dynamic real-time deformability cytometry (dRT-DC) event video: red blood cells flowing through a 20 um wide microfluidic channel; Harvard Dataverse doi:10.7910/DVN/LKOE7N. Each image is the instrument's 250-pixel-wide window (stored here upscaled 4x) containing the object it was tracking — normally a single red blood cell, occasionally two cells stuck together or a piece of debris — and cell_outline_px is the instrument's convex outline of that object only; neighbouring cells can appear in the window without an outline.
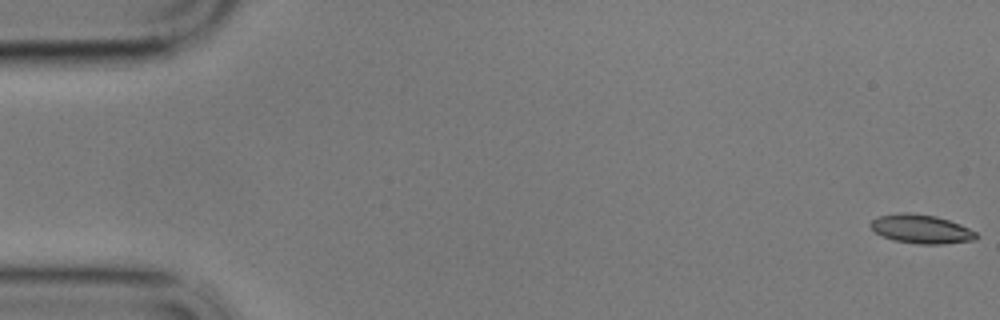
{"species": "common noctule bat (a hibernating species)", "species_latin": "Nyctalus noctula", "temperature_condition": "cold", "stored_images_in_passage": 59, "camera_frame_rate_fps": 3000, "um_per_image_px": 0.085, "animal": {"sex": "male", "body_mass_g": 17.9}, "frame": {"image": 1, "passage_image": 1, "time_ms": 0.0, "image_size_px": [1000, 320], "cell_outline_px": [[980, 236], [976, 240], [940, 244], [916, 244], [892, 240], [876, 232], [868, 224], [872, 220], [880, 216], [900, 212], [908, 212], [936, 216], [960, 224], [976, 232]], "centroid_in_image_um": [78.32, 19.47], "position_along_channel_um": 6.7, "area_um2": 17.8}}
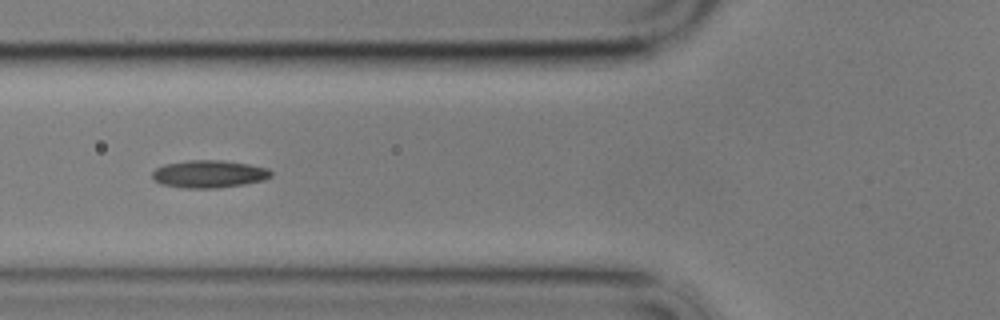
{"frame": {"image": 2, "passage_image": 22, "time_ms": 7.0, "image_size_px": [1000, 320], "cell_outline_px": [[272, 176], [264, 180], [244, 184], [216, 188], [184, 188], [160, 184], [152, 180], [152, 172], [156, 168], [164, 164], [188, 160], [220, 160], [248, 164], [268, 168], [272, 172]], "centroid_in_image_um": [17.74, 14.79], "position_along_channel_um": 108.1, "area_um2": 19.19}}
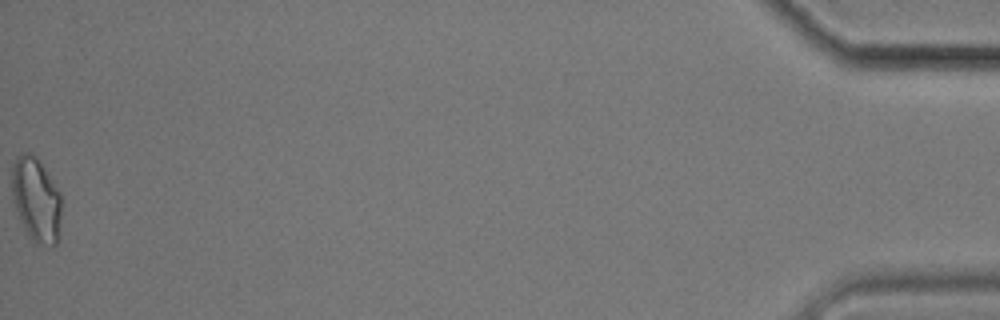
{"frame": {"image": 3, "passage_image": 59, "time_ms": 19.333, "image_size_px": [1000, 320], "cell_outline_px": [[60, 216], [56, 244], [36, 244], [32, 240], [24, 228], [20, 220], [16, 208], [12, 192], [12, 164], [16, 156], [20, 152], [32, 152], [40, 160], [60, 192]], "centroid_in_image_um": [3.05, 16.88], "position_along_channel_um": 432.1, "area_um2": 24.16}, "authors_computed_cell_mechanics": {"area_um2": 18.2648, "velocity_mm_per_s": 3.4301, "shape_relaxation_time_tau1_ms": 7.3842, "shape_relaxation_time_tau2_ms": 5.2799, "deformation_change_tau1": 0.1276, "deformation_change_tau2": 0.1145}}